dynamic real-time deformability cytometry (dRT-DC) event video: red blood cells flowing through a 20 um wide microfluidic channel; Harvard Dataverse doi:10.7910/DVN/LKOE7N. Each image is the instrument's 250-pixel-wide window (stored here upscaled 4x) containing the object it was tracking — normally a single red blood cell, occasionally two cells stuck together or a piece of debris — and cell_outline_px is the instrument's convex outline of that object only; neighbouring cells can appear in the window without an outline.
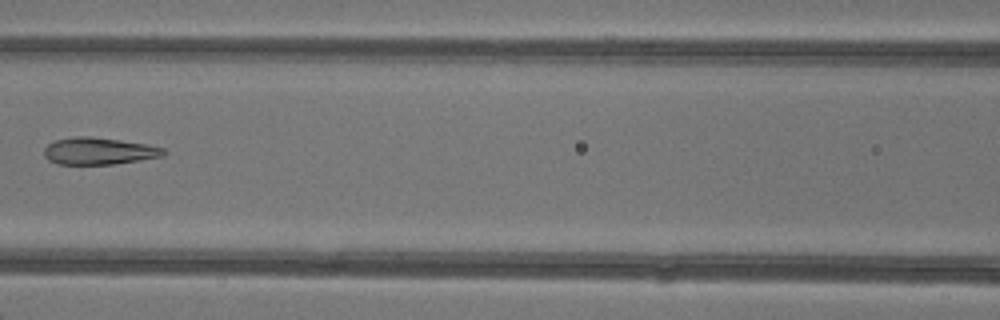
{"species": "common noctule bat (a hibernating species)", "species_latin": "Nyctalus noctula", "temperature_condition": "warm", "stored_images_in_passage": 5, "camera_frame_rate_fps": 3000, "um_per_image_px": 0.085, "animal": {"sex": "female"}, "frame": {"image": 1, "passage_image": 4, "time_ms": 3.667, "image_size_px": [1000, 320], "cell_outline_px": [[168, 152], [164, 156], [140, 160], [112, 164], [56, 164], [48, 160], [44, 156], [44, 148], [48, 144], [56, 140], [76, 136], [88, 136], [120, 140], [144, 144], [164, 148]], "centroid_in_image_um": [8.4, 12.84], "position_along_channel_um": 158.2, "area_um2": 18.79}}
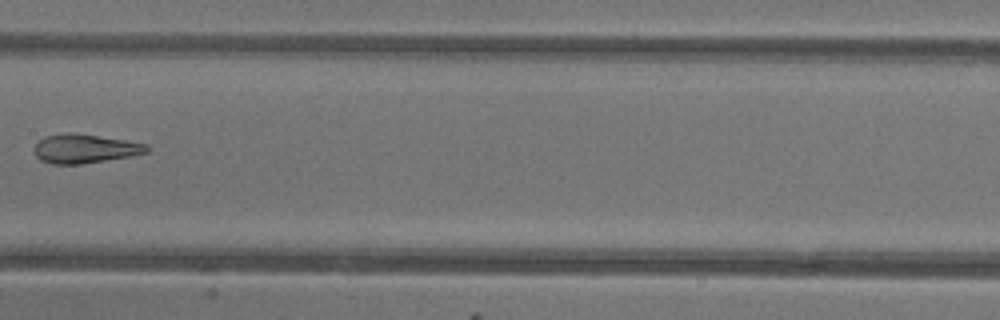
{"frame": {"image": 2, "passage_image": 5, "time_ms": 4.667, "image_size_px": [1000, 320], "cell_outline_px": [[148, 152], [128, 156], [80, 164], [52, 164], [40, 160], [36, 156], [32, 148], [44, 136], [68, 132], [72, 132], [124, 140], [148, 144]], "centroid_in_image_um": [7.15, 12.63], "position_along_channel_um": 200.3, "area_um2": 18.84}}